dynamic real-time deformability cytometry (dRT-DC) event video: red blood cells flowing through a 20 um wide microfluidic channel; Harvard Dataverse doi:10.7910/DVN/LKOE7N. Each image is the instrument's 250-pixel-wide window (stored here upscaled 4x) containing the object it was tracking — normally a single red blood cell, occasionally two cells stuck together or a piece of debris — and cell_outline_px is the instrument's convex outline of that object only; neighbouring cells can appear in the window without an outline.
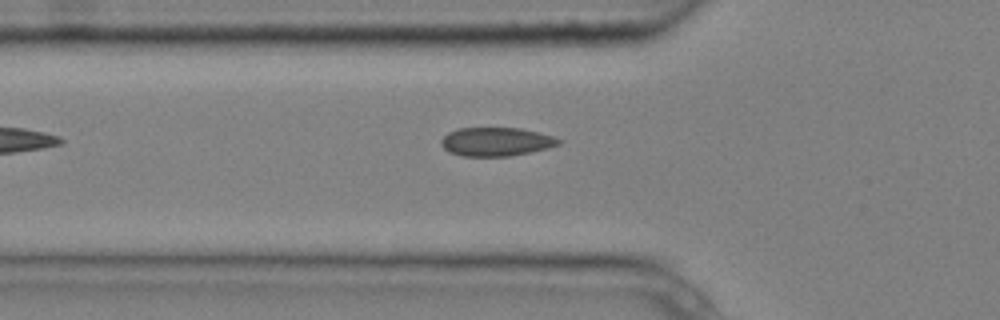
{"species": "common noctule bat (a hibernating species)", "species_latin": "Nyctalus noctula", "temperature_condition": "cold", "stored_images_in_passage": 5, "camera_frame_rate_fps": 3000, "um_per_image_px": 0.085, "animal": {"sex": "male", "body_mass_g": 20.4}, "frame": {"image": 1, "passage_image": 5, "time_ms": 1.333, "image_size_px": [1000, 320], "cell_outline_px": [[564, 140], [560, 144], [548, 148], [508, 156], [460, 156], [448, 152], [440, 144], [440, 140], [448, 132], [460, 128], [520, 128], [552, 136]], "centroid_in_image_um": [42.14, 12.05], "position_along_channel_um": 83.7, "area_um2": 19.59}}